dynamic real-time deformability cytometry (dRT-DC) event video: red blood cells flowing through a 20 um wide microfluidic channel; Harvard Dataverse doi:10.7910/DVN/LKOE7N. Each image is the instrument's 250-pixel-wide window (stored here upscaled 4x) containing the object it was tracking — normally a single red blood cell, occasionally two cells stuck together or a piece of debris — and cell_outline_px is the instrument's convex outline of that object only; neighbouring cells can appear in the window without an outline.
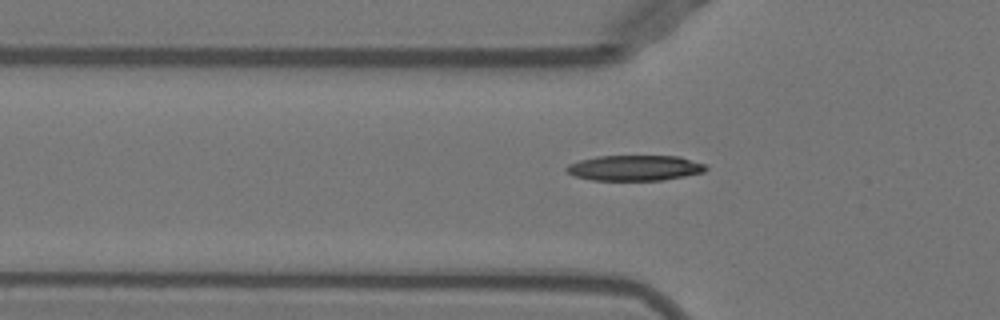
{"species": "Egyptian fruit bat (a non-hibernating species)", "species_latin": "Rousettus aegyptiacus", "temperature_condition": "warm", "stored_images_in_passage": 39, "camera_frame_rate_fps": 3000, "um_per_image_px": 0.085, "animal": {"sex": "female"}, "frame": {"image": 1, "passage_image": 6, "time_ms": 1.667, "image_size_px": [1000, 320], "cell_outline_px": [[708, 168], [704, 172], [664, 180], [592, 180], [576, 176], [568, 172], [564, 168], [568, 164], [580, 160], [596, 156], [680, 156], [704, 164]], "centroid_in_image_um": [53.95, 14.27], "position_along_channel_um": 71.8, "area_um2": 20.63}}
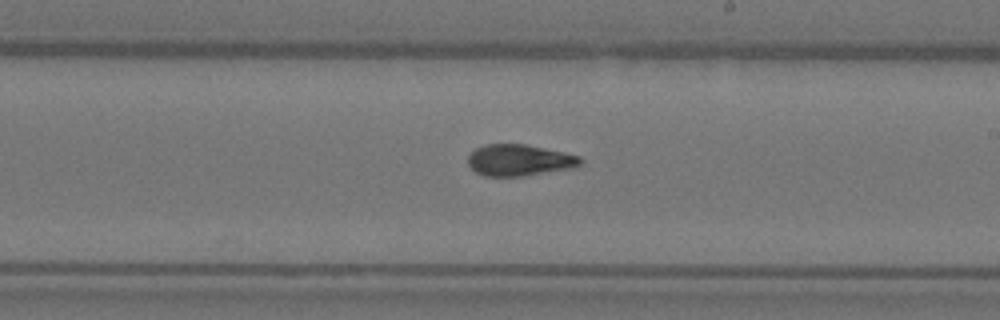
{"frame": {"image": 2, "passage_image": 19, "time_ms": 6.0, "image_size_px": [1000, 320], "cell_outline_px": [[584, 160], [580, 164], [572, 168], [524, 176], [484, 176], [476, 172], [468, 164], [468, 156], [476, 148], [488, 144], [524, 144], [544, 148], [580, 156]], "centroid_in_image_um": [44.14, 13.62], "position_along_channel_um": 244.9, "area_um2": 20.46}}
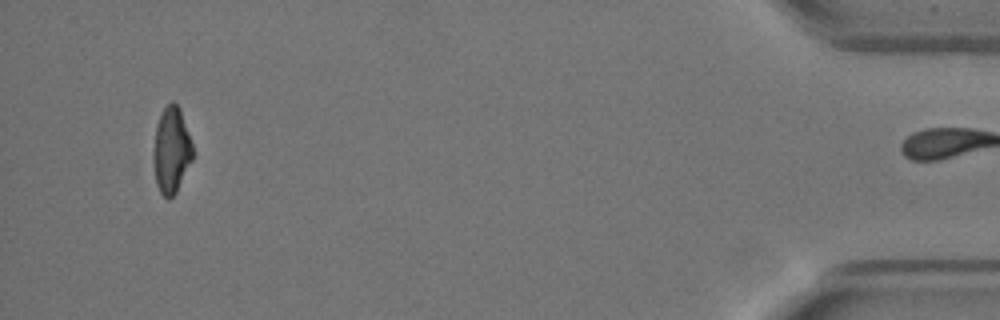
{"frame": {"image": 3, "passage_image": 38, "time_ms": 12.333, "image_size_px": [1000, 320], "cell_outline_px": [[192, 160], [176, 192], [168, 200], [160, 192], [156, 184], [156, 124], [164, 108], [172, 100], [180, 108], [192, 144]], "centroid_in_image_um": [14.61, 12.76], "position_along_channel_um": 420.6, "area_um2": 18.79}, "authors_computed_cell_mechanics": {"area_um2": 20.519, "velocity_mm_per_s": 3.9704, "shape_relaxation_time_tau1_ms": 4.0292, "shape_relaxation_time_tau2_ms": 1.6992, "deformation_change_tau1": 0.1808, "deformation_change_tau2": 0.0859}}